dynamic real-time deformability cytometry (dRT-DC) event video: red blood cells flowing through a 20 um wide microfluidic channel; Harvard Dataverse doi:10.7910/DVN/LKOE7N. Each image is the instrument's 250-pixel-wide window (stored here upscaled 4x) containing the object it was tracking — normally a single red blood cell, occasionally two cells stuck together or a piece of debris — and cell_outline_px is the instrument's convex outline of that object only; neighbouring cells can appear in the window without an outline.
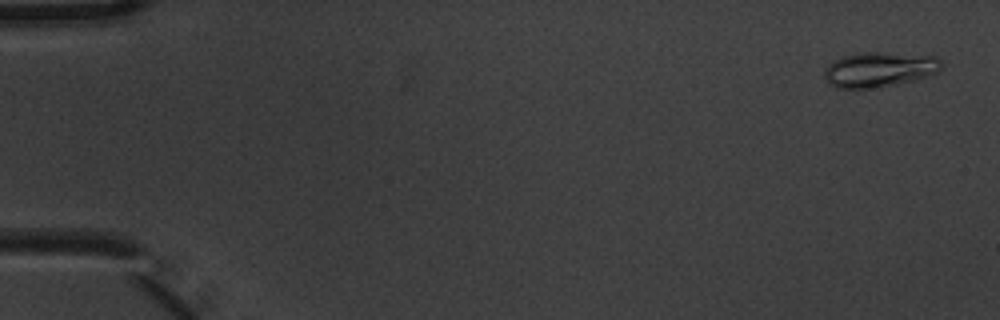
{"species": "common noctule bat (a hibernating species)", "species_latin": "Nyctalus noctula", "temperature_condition": "warm", "stored_images_in_passage": 6, "camera_frame_rate_fps": 3000, "um_per_image_px": 0.085, "animal": {"sex": "male", "body_mass_g": 20.1, "forearm_length_mm": 53.5}, "frame": {"image": 1, "passage_image": 1, "time_ms": 0.0, "image_size_px": [1000, 320], "cell_outline_px": [[940, 68], [936, 72], [928, 76], [916, 80], [880, 88], [836, 88], [828, 84], [824, 76], [824, 68], [828, 64], [844, 56], [864, 52], [876, 52], [936, 56], [940, 60]], "centroid_in_image_um": [74.71, 5.93], "position_along_channel_um": 10.3, "area_um2": 23.93}}